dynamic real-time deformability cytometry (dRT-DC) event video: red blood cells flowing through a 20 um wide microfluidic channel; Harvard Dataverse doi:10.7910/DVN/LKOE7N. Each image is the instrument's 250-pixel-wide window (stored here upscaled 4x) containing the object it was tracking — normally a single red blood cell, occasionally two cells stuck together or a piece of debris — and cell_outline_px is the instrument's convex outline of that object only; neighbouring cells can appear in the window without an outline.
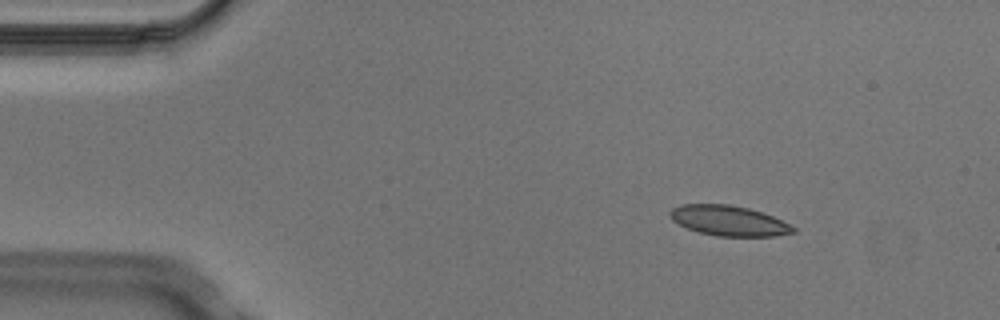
{"species": "Egyptian fruit bat (a non-hibernating species)", "species_latin": "Rousettus aegyptiacus", "temperature_condition": "cold", "stored_images_in_passage": 5, "segment_of_instrument_passage": [2, 2], "camera_frame_rate_fps": 3000, "um_per_image_px": 0.085, "animal": {"sex": "male"}, "frame": {"image": 1, "passage_image": 5, "time_ms": 1.333, "image_size_px": [1000, 320], "cell_outline_px": [[796, 232], [776, 236], [716, 236], [700, 232], [688, 228], [672, 220], [668, 216], [668, 212], [672, 208], [680, 204], [728, 204], [748, 208], [772, 216], [796, 228]], "centroid_in_image_um": [61.91, 18.75], "position_along_channel_um": 23.1, "area_um2": 21.56}}